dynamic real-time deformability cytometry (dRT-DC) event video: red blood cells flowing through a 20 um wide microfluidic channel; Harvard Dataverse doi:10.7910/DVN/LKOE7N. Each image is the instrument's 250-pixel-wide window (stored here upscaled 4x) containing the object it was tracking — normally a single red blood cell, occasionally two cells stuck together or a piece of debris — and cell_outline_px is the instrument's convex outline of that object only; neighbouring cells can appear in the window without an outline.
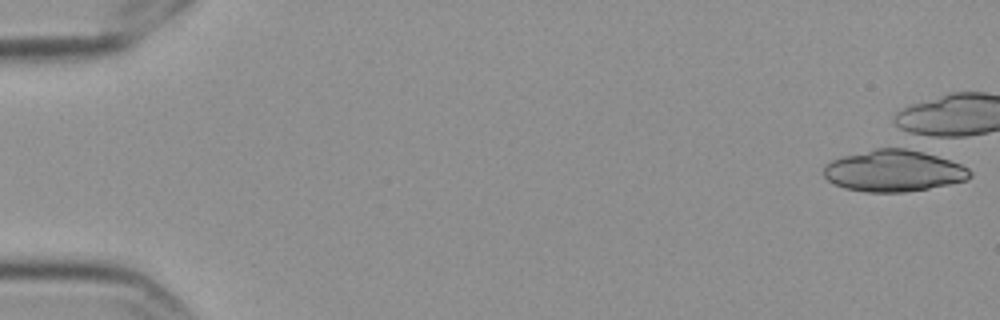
{"species": "Egyptian fruit bat (a non-hibernating species)", "species_latin": "Rousettus aegyptiacus", "temperature_condition": "cold", "stored_images_in_passage": 1, "camera_frame_rate_fps": 3000, "um_per_image_px": 0.085, "frame": {"image": 1, "passage_image": 1, "time_ms": 0.0, "image_size_px": [1000, 320], "cell_outline_px": [[972, 176], [968, 180], [928, 188], [904, 192], [864, 192], [844, 188], [832, 184], [824, 176], [824, 164], [832, 160], [844, 156], [876, 148], [916, 148], [960, 164], [968, 168], [972, 172]], "centroid_in_image_um": [75.97, 14.51], "position_along_channel_um": 9.0, "area_um2": 35.66}}